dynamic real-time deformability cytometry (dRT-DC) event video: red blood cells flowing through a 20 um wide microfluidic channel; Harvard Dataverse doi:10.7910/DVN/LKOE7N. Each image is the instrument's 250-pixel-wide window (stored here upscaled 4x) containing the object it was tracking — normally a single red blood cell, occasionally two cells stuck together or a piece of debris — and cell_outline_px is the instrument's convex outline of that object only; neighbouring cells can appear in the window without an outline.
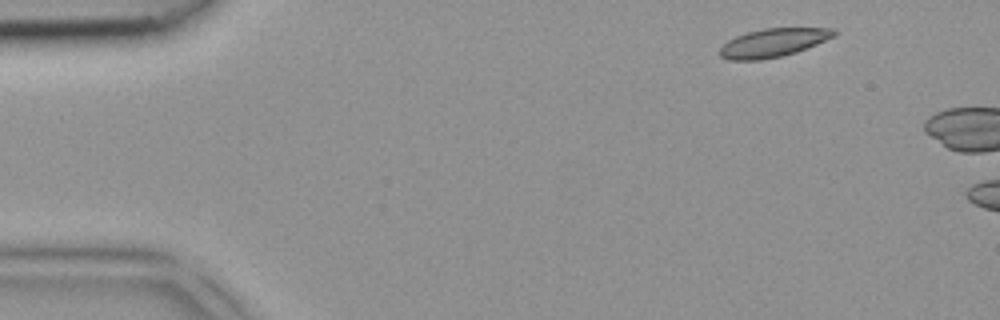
{"species": "common noctule bat (a hibernating species)", "species_latin": "Nyctalus noctula", "temperature_condition": "room temperature", "stored_images_in_passage": 2, "camera_frame_rate_fps": 3000, "um_per_image_px": 0.085, "animal": {"sex": "female", "body_mass_g": 18.4}, "frame": {"image": 1, "passage_image": 1, "time_ms": 0.0, "image_size_px": [1000, 320], "cell_outline_px": [[836, 36], [808, 48], [796, 52], [780, 56], [760, 60], [728, 60], [720, 56], [716, 52], [728, 40], [736, 36], [748, 32], [764, 28], [836, 28]], "centroid_in_image_um": [65.72, 3.63], "position_along_channel_um": 19.3, "area_um2": 19.07}}